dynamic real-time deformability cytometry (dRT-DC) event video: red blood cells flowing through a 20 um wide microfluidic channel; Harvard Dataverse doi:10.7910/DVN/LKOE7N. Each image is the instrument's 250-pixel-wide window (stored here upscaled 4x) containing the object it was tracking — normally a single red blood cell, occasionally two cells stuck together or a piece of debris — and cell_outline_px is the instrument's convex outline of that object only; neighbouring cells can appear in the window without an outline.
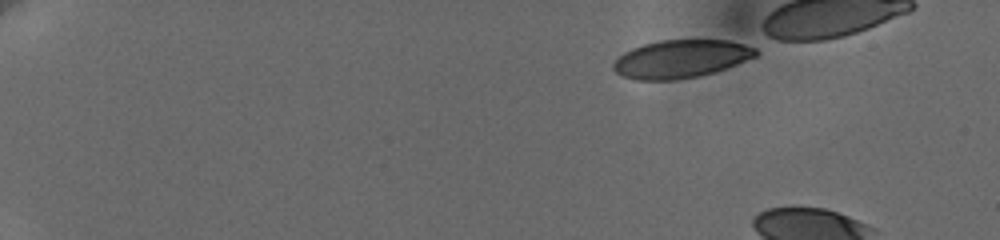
{"species": "human", "species_latin": "Homo sapiens", "temperature_condition": "cold", "stored_images_in_passage": 16, "camera_frame_rate_fps": 3000, "um_per_image_px": 0.085, "donor": {"sex": "female"}, "frame": {"image": 1, "passage_image": 1, "time_ms": 0.0, "image_size_px": [1000, 240], "cell_outline_px": [[756, 56], [736, 64], [712, 72], [696, 76], [676, 80], [636, 80], [620, 76], [612, 68], [612, 64], [624, 52], [632, 48], [644, 44], [660, 40], [728, 40], [756, 44]], "centroid_in_image_um": [57.89, 4.99], "position_along_channel_um": 27.1, "area_um2": 31.67}}